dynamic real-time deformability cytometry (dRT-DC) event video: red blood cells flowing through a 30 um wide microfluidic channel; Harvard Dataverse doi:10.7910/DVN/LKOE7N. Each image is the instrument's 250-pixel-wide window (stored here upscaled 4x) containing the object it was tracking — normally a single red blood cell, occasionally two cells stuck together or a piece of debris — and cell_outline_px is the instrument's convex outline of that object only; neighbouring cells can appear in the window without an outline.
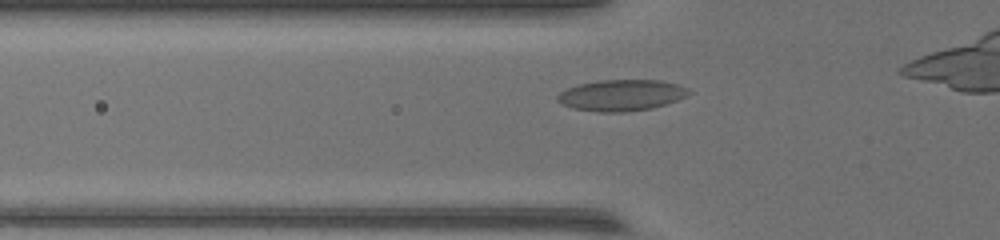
{"species": "common noctule bat (a hibernating species)", "species_latin": "Nyctalus noctula", "temperature_condition": "warm", "stored_images_in_passage": 30, "camera_frame_rate_fps": 3000, "um_per_image_px": 0.085, "animal": {"sex": "female", "body_mass_g": 17.0, "forearm_length_mm": 48.0}, "frame": {"image": 1, "passage_image": 2, "time_ms": 0.333, "image_size_px": [1000, 240], "cell_outline_px": [[692, 92], [688, 96], [652, 108], [624, 112], [596, 112], [572, 108], [556, 100], [556, 96], [560, 92], [568, 88], [580, 84], [596, 80], [660, 80], [676, 84], [688, 88]], "centroid_in_image_um": [52.82, 8.09], "position_along_channel_um": 73.0, "area_um2": 23.87}}
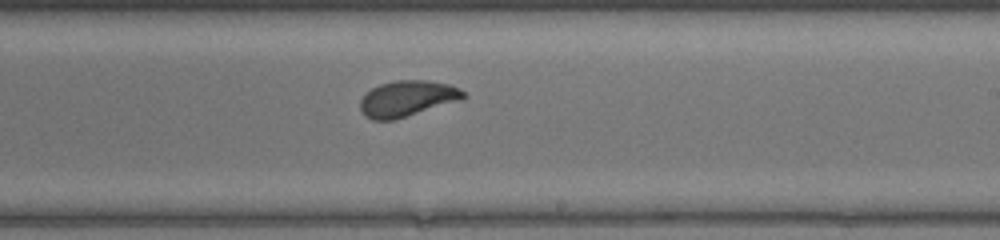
{"frame": {"image": 2, "passage_image": 16, "time_ms": 5.0, "image_size_px": [1000, 240], "cell_outline_px": [[468, 96], [460, 100], [392, 120], [372, 120], [364, 116], [360, 108], [360, 100], [372, 88], [380, 84], [396, 80], [428, 80], [448, 84], [460, 88]], "centroid_in_image_um": [34.61, 8.37], "position_along_channel_um": 254.4, "area_um2": 21.39}}
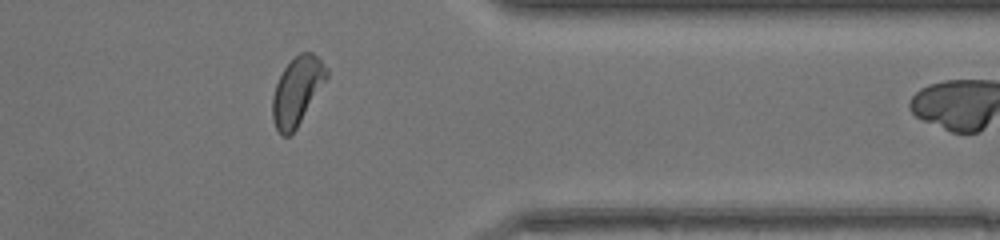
{"frame": {"image": 3, "passage_image": 27, "time_ms": 8.667, "image_size_px": [1000, 240], "cell_outline_px": [[328, 76], [296, 128], [288, 136], [284, 136], [276, 128], [272, 120], [272, 96], [276, 84], [284, 68], [300, 52], [312, 52], [328, 68]], "centroid_in_image_um": [25.24, 7.72], "position_along_channel_um": 386.2, "area_um2": 20.98}}